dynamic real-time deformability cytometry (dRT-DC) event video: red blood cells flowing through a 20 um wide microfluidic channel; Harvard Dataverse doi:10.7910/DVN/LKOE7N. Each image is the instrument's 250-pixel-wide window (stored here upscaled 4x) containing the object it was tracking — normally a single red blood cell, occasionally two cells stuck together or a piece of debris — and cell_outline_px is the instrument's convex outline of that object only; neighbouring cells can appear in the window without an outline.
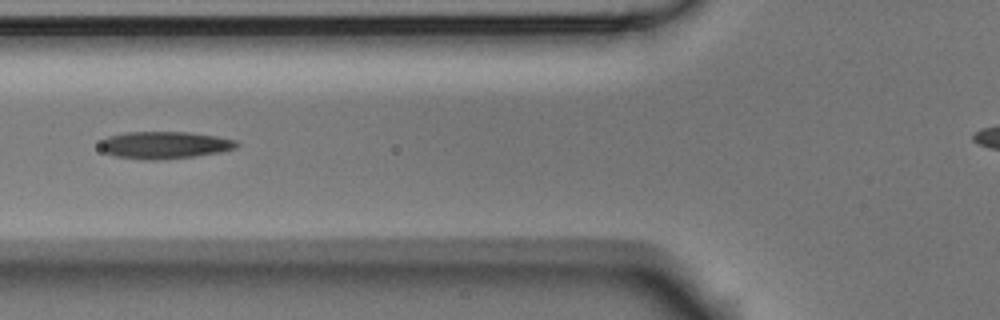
{"species": "Egyptian fruit bat (a non-hibernating species)", "species_latin": "Rousettus aegyptiacus", "temperature_condition": "room temperature", "stored_images_in_passage": 6, "camera_frame_rate_fps": 3000, "um_per_image_px": 0.085, "animal": {"sex": "male"}, "frame": {"image": 1, "passage_image": 4, "time_ms": 1.0, "image_size_px": [1000, 320], "cell_outline_px": [[240, 144], [236, 148], [220, 152], [196, 156], [156, 160], [144, 160], [116, 156], [104, 152], [100, 148], [100, 140], [108, 136], [124, 132], [188, 132], [216, 136], [236, 140]], "centroid_in_image_um": [13.97, 12.33], "position_along_channel_um": 111.8, "area_um2": 21.79}}
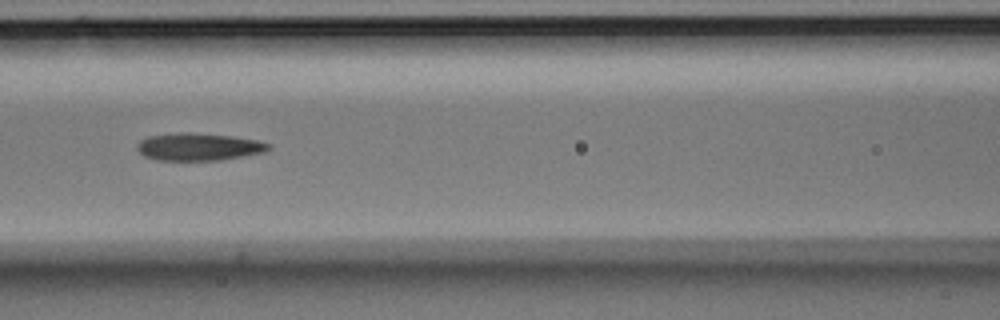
{"frame": {"image": 2, "passage_image": 5, "time_ms": 1.333, "image_size_px": [1000, 320], "cell_outline_px": [[272, 148], [264, 152], [220, 160], [156, 160], [144, 156], [136, 148], [136, 144], [140, 140], [148, 136], [176, 132], [192, 132], [232, 136], [256, 140], [272, 144]], "centroid_in_image_um": [16.87, 12.47], "position_along_channel_um": 149.7, "area_um2": 21.21}}
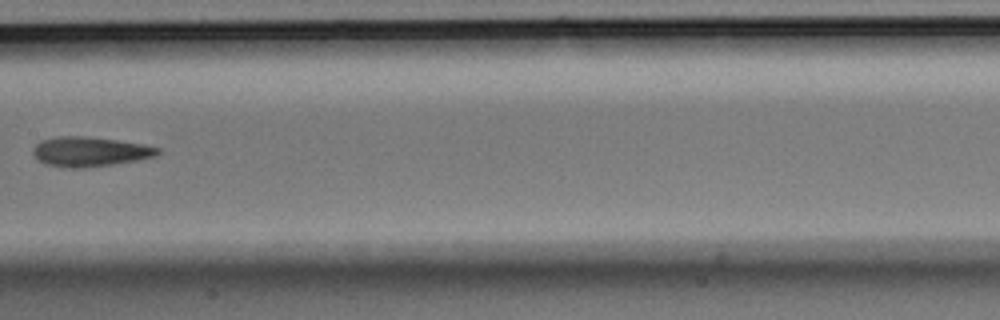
{"frame": {"image": 3, "passage_image": 6, "time_ms": 1.667, "image_size_px": [1000, 320], "cell_outline_px": [[160, 152], [156, 156], [136, 160], [112, 164], [80, 168], [68, 168], [48, 164], [40, 160], [32, 152], [36, 144], [40, 140], [60, 136], [88, 136], [144, 144], [160, 148]], "centroid_in_image_um": [7.66, 12.88], "position_along_channel_um": 199.7, "area_um2": 21.33}}